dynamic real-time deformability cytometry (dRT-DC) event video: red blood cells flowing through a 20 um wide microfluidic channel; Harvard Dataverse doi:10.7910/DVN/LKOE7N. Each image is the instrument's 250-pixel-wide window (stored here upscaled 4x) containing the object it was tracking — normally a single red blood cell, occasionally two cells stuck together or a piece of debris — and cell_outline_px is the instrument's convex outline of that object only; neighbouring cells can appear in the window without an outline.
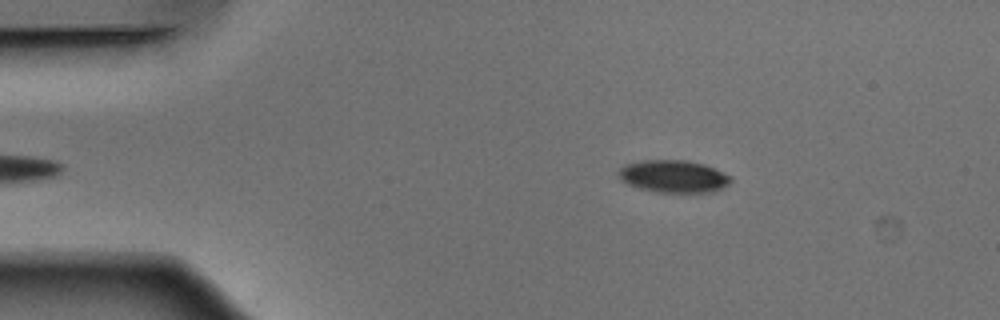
{"species": "Egyptian fruit bat (a non-hibernating species)", "species_latin": "Rousettus aegyptiacus", "temperature_condition": "warm", "stored_images_in_passage": 45, "camera_frame_rate_fps": 3000, "um_per_image_px": 0.085, "animal": {"sex": "male"}, "frame": {"image": 1, "passage_image": 2, "time_ms": 0.333, "image_size_px": [1000, 320], "cell_outline_px": [[732, 180], [728, 184], [712, 192], [656, 192], [640, 188], [628, 184], [620, 180], [616, 172], [624, 164], [644, 160], [684, 160], [704, 164], [732, 176]], "centroid_in_image_um": [57.21, 14.98], "position_along_channel_um": 27.8, "area_um2": 21.21}}
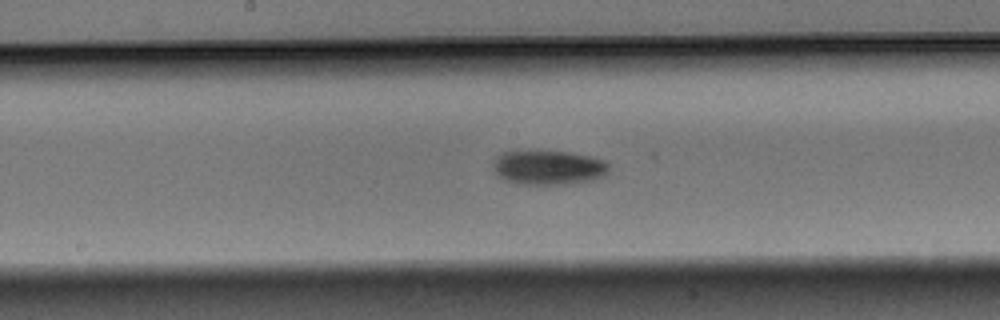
{"frame": {"image": 2, "passage_image": 20, "time_ms": 6.333, "image_size_px": [1000, 320], "cell_outline_px": [[608, 172], [604, 176], [592, 180], [568, 184], [516, 184], [504, 180], [496, 176], [492, 172], [492, 164], [496, 156], [500, 152], [568, 152], [592, 156], [604, 160], [608, 164]], "centroid_in_image_um": [46.57, 14.26], "position_along_channel_um": 201.6, "area_um2": 23.41}}
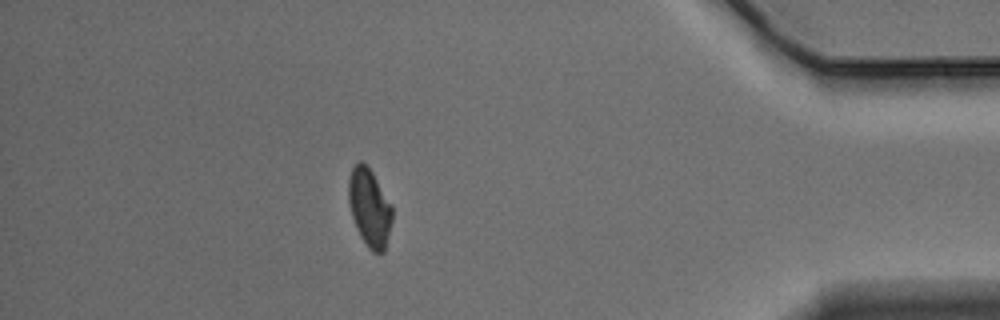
{"frame": {"image": 3, "passage_image": 39, "time_ms": 12.667, "image_size_px": [1000, 320], "cell_outline_px": [[392, 220], [384, 252], [372, 252], [368, 248], [360, 236], [356, 228], [352, 216], [348, 200], [348, 180], [352, 168], [360, 160], [372, 172], [392, 204]], "centroid_in_image_um": [31.4, 17.66], "position_along_channel_um": 403.8, "area_um2": 19.77}, "authors_computed_cell_mechanics": {"area_um2": 21.4438, "velocity_mm_per_s": 3.8834, "shape_relaxation_time_tau1_ms": 2.6378, "shape_relaxation_time_tau2_ms": null, "deformation_change_tau1": 0.1092, "deformation_change_tau2": null}}